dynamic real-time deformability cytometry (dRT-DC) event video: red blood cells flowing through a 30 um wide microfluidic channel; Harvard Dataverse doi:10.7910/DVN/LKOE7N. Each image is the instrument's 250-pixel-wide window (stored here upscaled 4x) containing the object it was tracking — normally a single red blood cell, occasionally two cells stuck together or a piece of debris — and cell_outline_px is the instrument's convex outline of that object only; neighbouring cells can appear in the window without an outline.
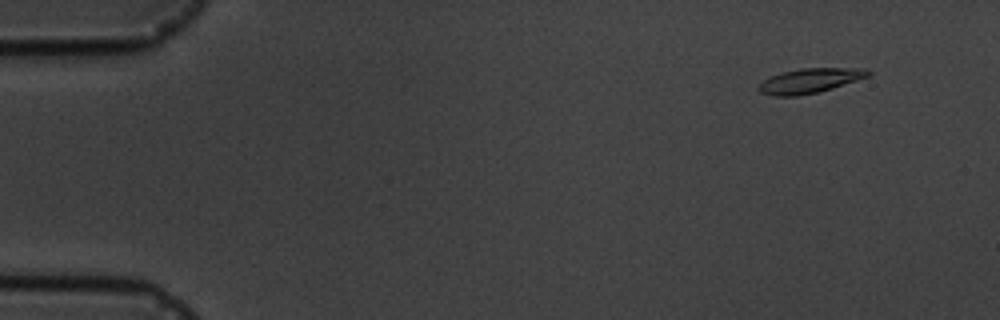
{"species": "common noctule bat (a hibernating species)", "species_latin": "Nyctalus noctula", "temperature_condition": "cold", "stored_images_in_passage": 5, "camera_frame_rate_fps": 3000, "um_per_image_px": 0.085, "animal": {"sex": "male", "body_mass_g": 19.5, "forearm_length_mm": 54.6}, "frame": {"image": 1, "passage_image": 2, "time_ms": 1.0, "image_size_px": [1000, 320], "cell_outline_px": [[872, 72], [868, 76], [832, 88], [816, 92], [796, 96], [772, 96], [760, 92], [756, 88], [764, 80], [780, 72], [800, 68], [868, 68]], "centroid_in_image_um": [68.82, 6.85], "position_along_channel_um": 16.2, "area_um2": 15.66}}